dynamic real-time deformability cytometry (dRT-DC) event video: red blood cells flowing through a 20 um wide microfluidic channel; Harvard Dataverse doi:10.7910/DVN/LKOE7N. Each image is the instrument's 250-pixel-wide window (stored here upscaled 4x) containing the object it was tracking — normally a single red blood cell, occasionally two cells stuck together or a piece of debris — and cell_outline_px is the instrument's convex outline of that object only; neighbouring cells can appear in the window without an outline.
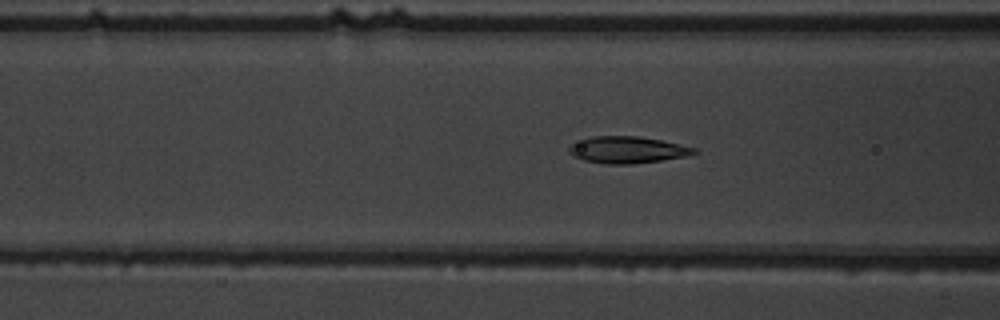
{"species": "common noctule bat (a hibernating species)", "species_latin": "Nyctalus noctula", "temperature_condition": "warm", "stored_images_in_passage": 55, "camera_frame_rate_fps": 3000, "um_per_image_px": 0.085, "animal": {"sex": "male", "body_mass_g": 19.5, "forearm_length_mm": 54.6}, "frame": {"image": 1, "passage_image": 23, "time_ms": 7.333, "image_size_px": [1000, 320], "cell_outline_px": [[696, 152], [684, 156], [660, 160], [632, 164], [608, 164], [584, 160], [572, 156], [568, 152], [568, 144], [592, 136], [640, 136], [660, 140], [696, 148]], "centroid_in_image_um": [53.24, 12.73], "position_along_channel_um": 113.4, "area_um2": 19.36}}
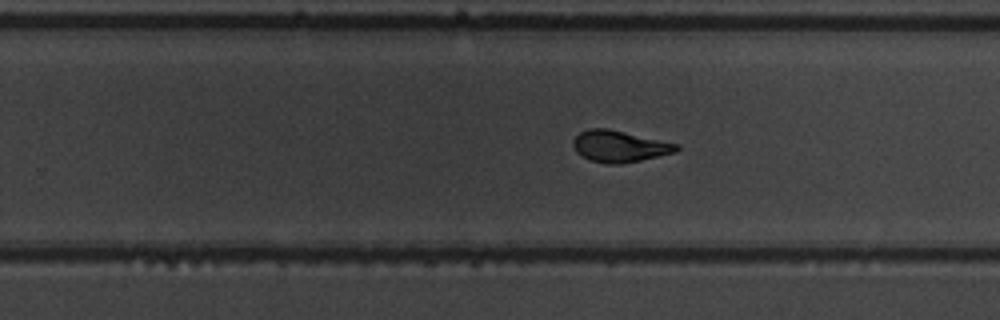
{"frame": {"image": 2, "passage_image": 36, "time_ms": 11.667, "image_size_px": [1000, 320], "cell_outline_px": [[680, 148], [676, 152], [640, 160], [620, 164], [608, 164], [588, 160], [576, 152], [572, 144], [572, 140], [580, 132], [588, 128], [608, 128], [680, 144]], "centroid_in_image_um": [52.64, 12.43], "position_along_channel_um": 277.2, "area_um2": 19.13}}
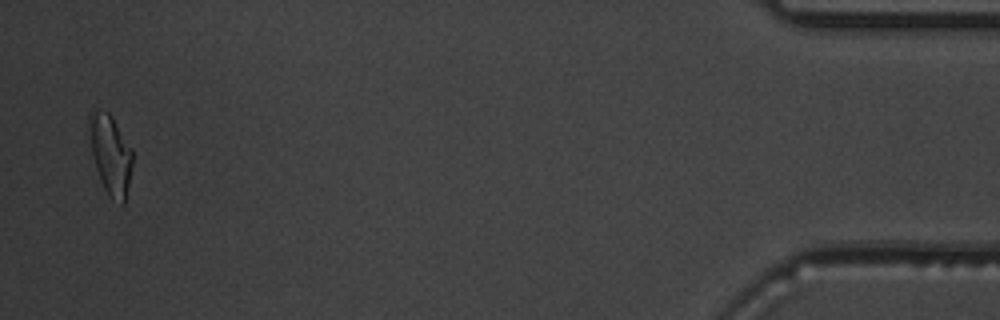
{"frame": {"image": 3, "passage_image": 54, "time_ms": 17.667, "image_size_px": [1000, 320], "cell_outline_px": [[132, 164], [124, 204], [120, 204], [112, 200], [108, 196], [100, 180], [92, 152], [88, 120], [88, 112], [96, 108], [108, 112], [112, 116], [132, 148]], "centroid_in_image_um": [9.39, 13.1], "position_along_channel_um": 425.8, "area_um2": 20.06}, "authors_computed_cell_mechanics": {"area_um2": 19.4786, "velocity_mm_per_s": 3.7892, "shape_relaxation_time_tau1_ms": 4.9373, "shape_relaxation_time_tau2_ms": 1.445, "deformation_change_tau1": 0.2033, "deformation_change_tau2": 0.0929}}